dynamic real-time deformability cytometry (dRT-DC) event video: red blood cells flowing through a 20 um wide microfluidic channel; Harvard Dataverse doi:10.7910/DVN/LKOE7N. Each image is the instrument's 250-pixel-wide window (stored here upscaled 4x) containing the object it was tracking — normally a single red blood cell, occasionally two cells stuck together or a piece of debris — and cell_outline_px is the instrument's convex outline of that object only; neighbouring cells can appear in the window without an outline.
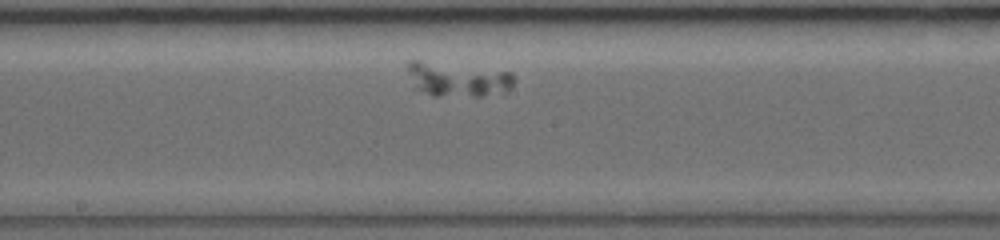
{"species": "common noctule bat (a hibernating species)", "species_latin": "Nyctalus noctula", "temperature_condition": "warm", "stored_images_in_passage": 39, "camera_frame_rate_fps": 5000, "um_per_image_px": 0.085, "animal": {"sex": "female", "body_mass_g": 19.0, "forearm_length_mm": 56.7}, "frame": {"image": 1, "passage_image": 17, "time_ms": 3.8, "image_size_px": [1000, 240], "cell_outline_px": [[516, 80], [504, 92], [480, 96], [432, 96], [416, 88], [408, 72], [408, 60], [420, 60], [512, 72]], "centroid_in_image_um": [38.91, 6.74], "position_along_channel_um": 209.3, "area_um2": 21.04}}
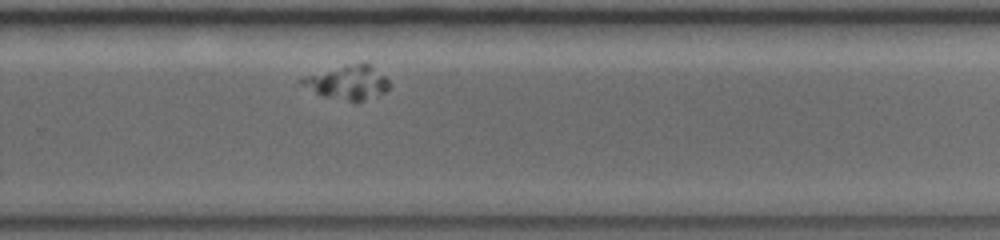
{"frame": {"image": 2, "passage_image": 28, "time_ms": 6.4, "image_size_px": [1000, 240], "cell_outline_px": [[388, 92], [356, 104], [320, 96], [300, 84], [296, 80], [300, 76], [364, 60], [384, 76], [388, 80]], "centroid_in_image_um": [29.5, 7.03], "position_along_channel_um": 300.3, "area_um2": 18.26}}
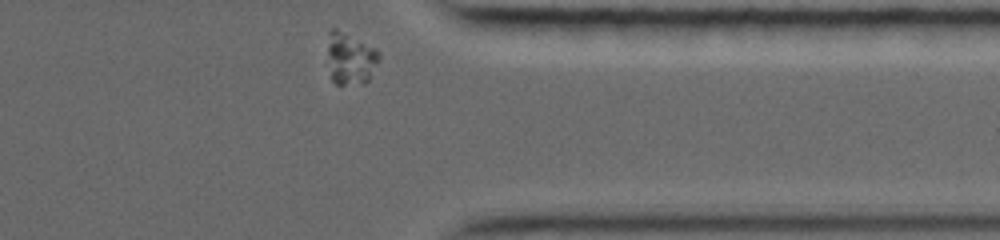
{"frame": {"image": 3, "passage_image": 39, "time_ms": 8.8, "image_size_px": [1000, 240], "cell_outline_px": [[380, 60], [368, 80], [344, 84], [336, 84], [332, 80], [328, 52], [328, 32], [332, 28], [336, 28], [376, 48], [380, 52]], "centroid_in_image_um": [29.8, 4.93], "position_along_channel_um": 381.6, "area_um2": 15.32}}